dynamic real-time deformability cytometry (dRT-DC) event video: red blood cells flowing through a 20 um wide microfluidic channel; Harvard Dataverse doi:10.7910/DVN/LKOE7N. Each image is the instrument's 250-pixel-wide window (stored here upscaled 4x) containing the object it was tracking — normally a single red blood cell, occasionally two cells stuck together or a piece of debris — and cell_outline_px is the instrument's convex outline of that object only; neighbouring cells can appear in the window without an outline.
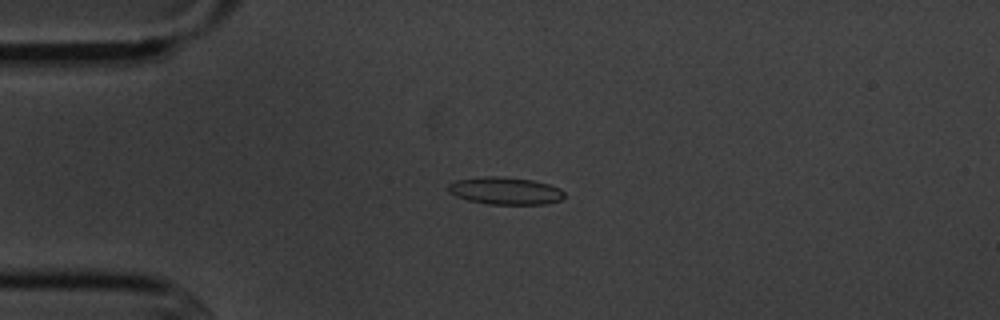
{"species": "common noctule bat (a hibernating species)", "species_latin": "Nyctalus noctula", "temperature_condition": "cold", "stored_images_in_passage": 4, "camera_frame_rate_fps": 3000, "um_per_image_px": 0.085, "animal": {"sex": "male", "body_mass_g": 20.1, "forearm_length_mm": 53.5}, "frame": {"image": 1, "passage_image": 3, "time_ms": 3.333, "image_size_px": [1000, 320], "cell_outline_px": [[564, 196], [560, 200], [548, 204], [488, 204], [468, 200], [456, 196], [448, 192], [448, 184], [456, 180], [488, 176], [496, 176], [532, 180], [548, 184], [560, 188], [564, 192]], "centroid_in_image_um": [42.95, 16.22], "position_along_channel_um": 42.1, "area_um2": 18.44}}